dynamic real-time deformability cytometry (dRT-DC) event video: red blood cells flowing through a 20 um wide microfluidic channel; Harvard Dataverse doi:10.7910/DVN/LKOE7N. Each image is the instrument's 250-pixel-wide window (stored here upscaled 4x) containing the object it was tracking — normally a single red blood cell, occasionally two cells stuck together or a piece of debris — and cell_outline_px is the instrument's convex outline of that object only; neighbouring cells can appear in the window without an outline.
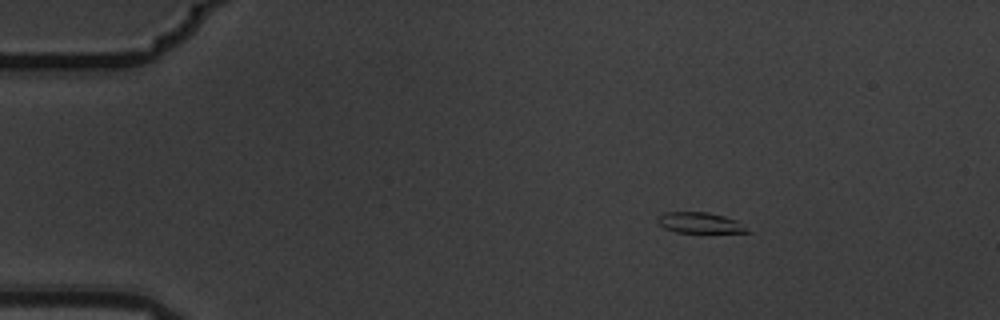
{"species": "common noctule bat (a hibernating species)", "species_latin": "Nyctalus noctula", "temperature_condition": "warm", "stored_images_in_passage": 6, "camera_frame_rate_fps": 3000, "um_per_image_px": 0.085, "animal": {"sex": "male", "body_mass_g": 19.5, "forearm_length_mm": 54.6}, "frame": {"image": 1, "passage_image": 1, "time_ms": 0.0, "image_size_px": [1000, 320], "cell_outline_px": [[752, 232], [676, 232], [664, 228], [656, 224], [656, 216], [664, 212], [708, 212], [724, 216], [736, 220]], "centroid_in_image_um": [59.39, 18.92], "position_along_channel_um": 25.6, "area_um2": 10.87}}
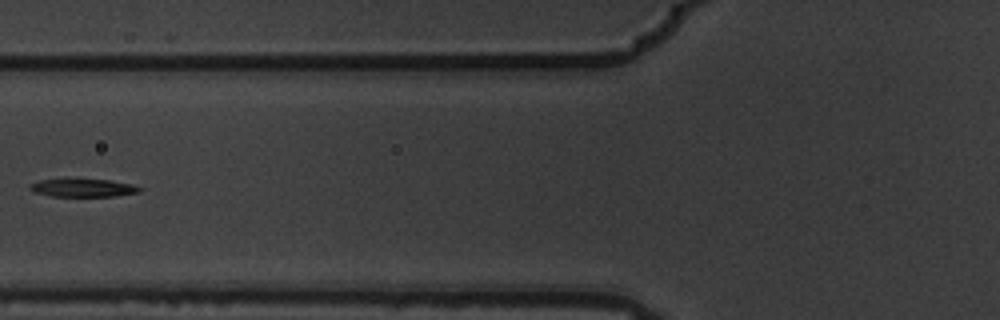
{"frame": {"image": 2, "passage_image": 5, "time_ms": 1.333, "image_size_px": [1000, 320], "cell_outline_px": [[144, 188], [140, 192], [116, 196], [52, 196], [32, 192], [28, 188], [32, 184], [40, 180], [64, 176], [76, 176], [108, 180], [132, 184]], "centroid_in_image_um": [7.02, 15.91], "position_along_channel_um": 118.8, "area_um2": 12.43}}
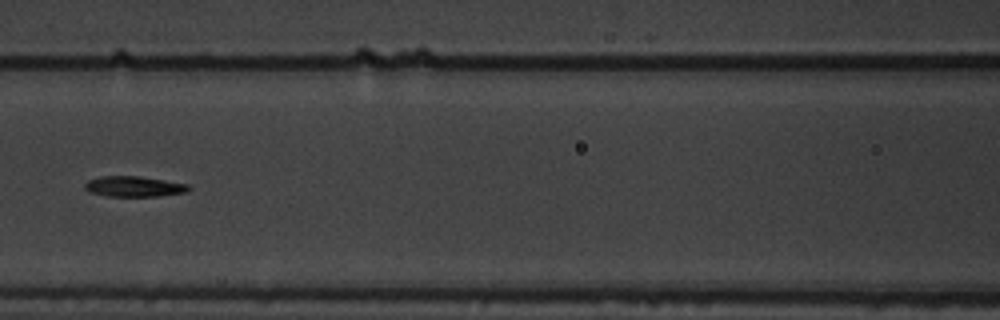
{"frame": {"image": 3, "passage_image": 6, "time_ms": 1.667, "image_size_px": [1000, 320], "cell_outline_px": [[192, 188], [188, 192], [156, 196], [108, 196], [88, 192], [84, 188], [84, 184], [88, 180], [100, 176], [140, 176], [188, 184]], "centroid_in_image_um": [11.38, 15.85], "position_along_channel_um": 155.2, "area_um2": 12.48}}